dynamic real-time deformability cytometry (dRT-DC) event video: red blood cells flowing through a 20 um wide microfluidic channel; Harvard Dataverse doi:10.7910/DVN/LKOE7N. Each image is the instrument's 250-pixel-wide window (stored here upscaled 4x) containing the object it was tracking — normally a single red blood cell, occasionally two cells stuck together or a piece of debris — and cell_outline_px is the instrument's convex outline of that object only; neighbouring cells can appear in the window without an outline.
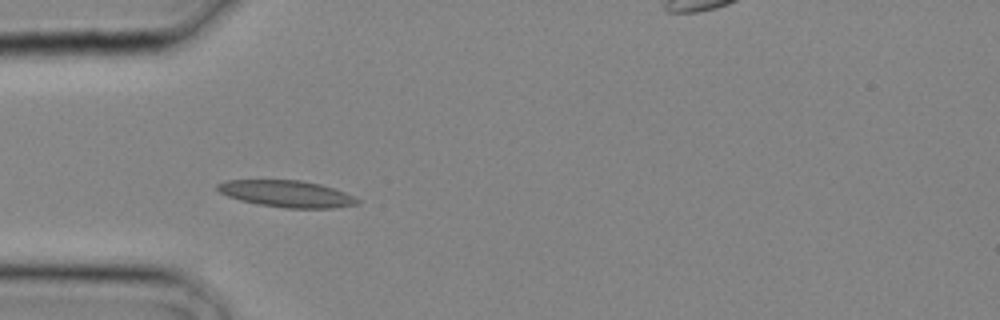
{"species": "common noctule bat (a hibernating species)", "species_latin": "Nyctalus noctula", "temperature_condition": "cold", "stored_images_in_passage": 3, "segment_of_instrument_passage": [1, 2], "camera_frame_rate_fps": 3000, "um_per_image_px": 0.085, "animal": {"sex": "male", "body_mass_g": 20.4}, "frame": {"image": 1, "passage_image": 2, "time_ms": 0.333, "image_size_px": [1000, 320], "cell_outline_px": [[360, 204], [332, 208], [284, 208], [260, 204], [240, 200], [228, 196], [220, 192], [216, 188], [216, 184], [224, 180], [300, 180], [320, 184], [344, 192], [360, 200]], "centroid_in_image_um": [24.36, 16.47], "position_along_channel_um": 60.6, "area_um2": 21.68}}